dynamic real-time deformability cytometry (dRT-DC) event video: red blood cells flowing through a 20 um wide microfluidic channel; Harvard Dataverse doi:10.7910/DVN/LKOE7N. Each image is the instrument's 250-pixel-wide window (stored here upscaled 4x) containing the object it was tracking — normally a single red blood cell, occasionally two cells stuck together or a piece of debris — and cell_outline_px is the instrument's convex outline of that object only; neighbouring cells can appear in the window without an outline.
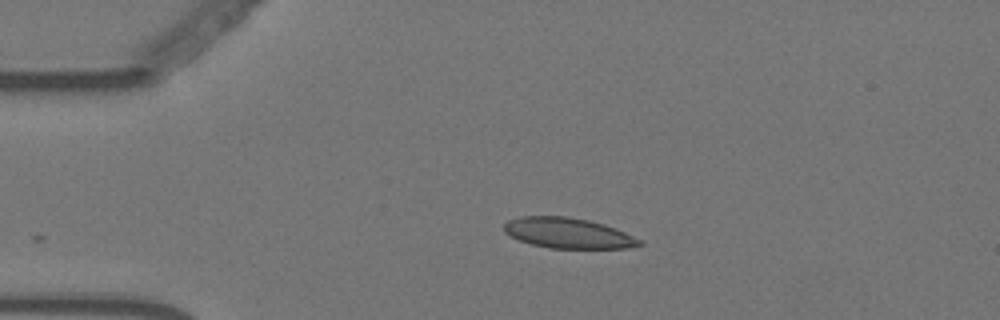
{"species": "Egyptian fruit bat (a non-hibernating species)", "species_latin": "Rousettus aegyptiacus", "temperature_condition": "warm", "stored_images_in_passage": 35, "camera_frame_rate_fps": 3000, "um_per_image_px": 0.085, "animal": {"sex": "female"}, "frame": {"image": 1, "passage_image": 1, "time_ms": 0.0, "image_size_px": [1000, 320], "cell_outline_px": [[644, 244], [628, 248], [548, 248], [532, 244], [520, 240], [504, 232], [504, 224], [508, 220], [524, 216], [564, 216], [588, 220], [604, 224], [616, 228], [640, 240]], "centroid_in_image_um": [48.29, 19.81], "position_along_channel_um": 36.7, "area_um2": 23.81}}
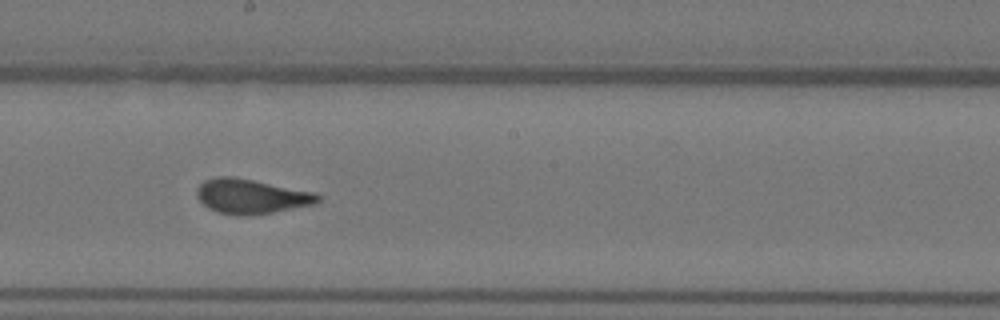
{"frame": {"image": 2, "passage_image": 20, "time_ms": 6.333, "image_size_px": [1000, 320], "cell_outline_px": [[320, 200], [316, 204], [272, 212], [236, 216], [216, 212], [208, 208], [196, 196], [196, 188], [204, 180], [220, 176], [232, 176], [316, 192], [320, 196]], "centroid_in_image_um": [21.34, 16.68], "position_along_channel_um": 226.9, "area_um2": 24.45}}
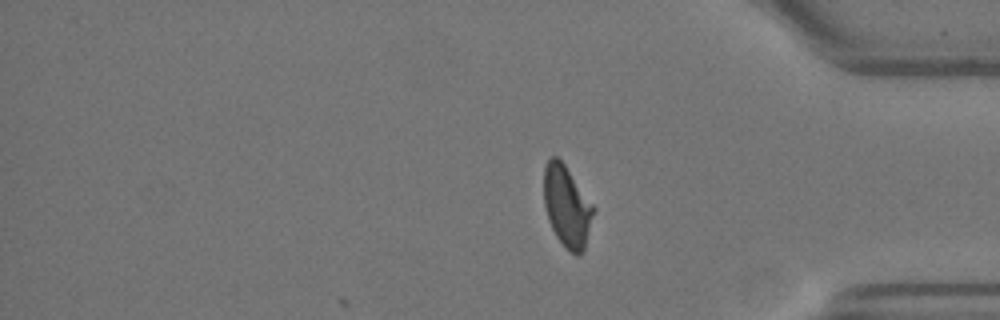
{"frame": {"image": 3, "passage_image": 35, "time_ms": 11.333, "image_size_px": [1000, 320], "cell_outline_px": [[596, 208], [584, 252], [576, 256], [564, 248], [556, 236], [548, 220], [544, 204], [544, 168], [548, 160], [552, 156], [556, 156], [564, 164]], "centroid_in_image_um": [48.21, 17.59], "position_along_channel_um": 387.0, "area_um2": 23.7}, "authors_computed_cell_mechanics": {"area_um2": 23.987, "velocity_mm_per_s": 3.5397, "shape_relaxation_time_tau1_ms": 9.344, "shape_relaxation_time_tau2_ms": null, "deformation_change_tau1": 0.2296, "deformation_change_tau2": null}}